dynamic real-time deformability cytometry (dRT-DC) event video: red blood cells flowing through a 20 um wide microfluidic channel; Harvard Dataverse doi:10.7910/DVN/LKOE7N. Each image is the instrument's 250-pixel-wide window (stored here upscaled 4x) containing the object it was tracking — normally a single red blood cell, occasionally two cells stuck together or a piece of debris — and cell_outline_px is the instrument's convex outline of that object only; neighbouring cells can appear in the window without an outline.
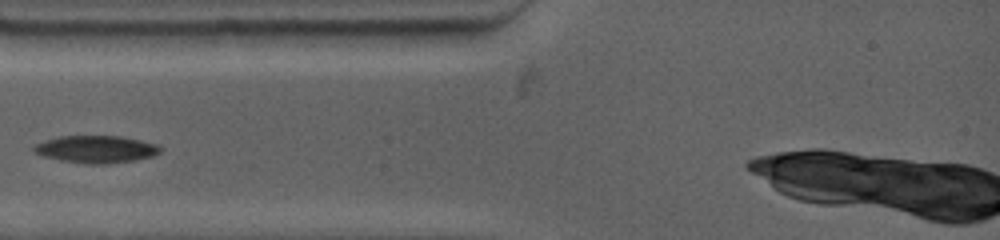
{"species": "common noctule bat (a hibernating species)", "species_latin": "Nyctalus noctula", "temperature_condition": "warm", "stored_images_in_passage": 9, "camera_frame_rate_fps": 4500, "um_per_image_px": 0.085, "animal": {"sex": "female", "body_mass_g": 19.0, "forearm_length_mm": 53.3}, "frame": {"image": 1, "passage_image": 6, "time_ms": 2.889, "image_size_px": [1000, 240], "cell_outline_px": [[160, 152], [152, 156], [132, 160], [104, 164], [88, 164], [60, 160], [44, 156], [32, 152], [32, 148], [36, 144], [44, 140], [60, 136], [120, 136], [140, 140], [156, 144], [160, 148]], "centroid_in_image_um": [8.11, 12.68], "position_along_channel_um": 76.9, "area_um2": 19.94}}
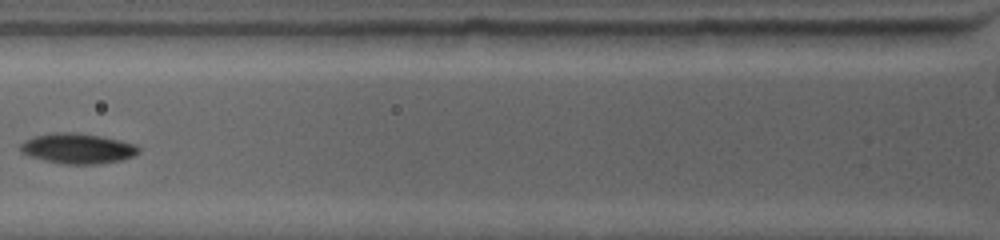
{"frame": {"image": 2, "passage_image": 8, "time_ms": 4.0, "image_size_px": [1000, 240], "cell_outline_px": [[140, 152], [132, 156], [120, 160], [100, 164], [64, 164], [44, 160], [28, 156], [20, 152], [20, 144], [24, 140], [32, 136], [52, 132], [76, 132], [100, 136], [120, 140], [136, 144], [140, 148]], "centroid_in_image_um": [6.57, 12.61], "position_along_channel_um": 119.2, "area_um2": 21.1}}